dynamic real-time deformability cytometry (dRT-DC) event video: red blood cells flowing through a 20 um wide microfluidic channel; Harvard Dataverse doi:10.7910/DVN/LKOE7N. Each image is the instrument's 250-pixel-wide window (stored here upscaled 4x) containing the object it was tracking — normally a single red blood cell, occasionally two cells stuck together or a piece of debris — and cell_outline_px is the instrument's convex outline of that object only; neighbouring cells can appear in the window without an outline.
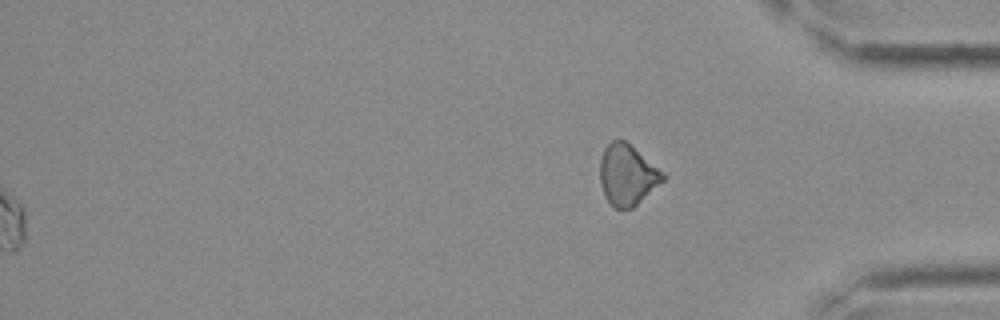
{"species": "Egyptian fruit bat (a non-hibernating species)", "species_latin": "Rousettus aegyptiacus", "temperature_condition": "cold", "stored_images_in_passage": 28, "segment_of_instrument_passage": [2, 2], "camera_frame_rate_fps": 3000, "um_per_image_px": 0.085, "frame": {"image": 1, "passage_image": 28, "time_ms": 9.0, "image_size_px": [1000, 320], "cell_outline_px": [[668, 176], [664, 180], [632, 208], [616, 208], [608, 200], [600, 184], [600, 160], [604, 148], [612, 140], [624, 140], [664, 172]], "centroid_in_image_um": [53.32, 14.85], "position_along_channel_um": 381.9, "area_um2": 21.91}}